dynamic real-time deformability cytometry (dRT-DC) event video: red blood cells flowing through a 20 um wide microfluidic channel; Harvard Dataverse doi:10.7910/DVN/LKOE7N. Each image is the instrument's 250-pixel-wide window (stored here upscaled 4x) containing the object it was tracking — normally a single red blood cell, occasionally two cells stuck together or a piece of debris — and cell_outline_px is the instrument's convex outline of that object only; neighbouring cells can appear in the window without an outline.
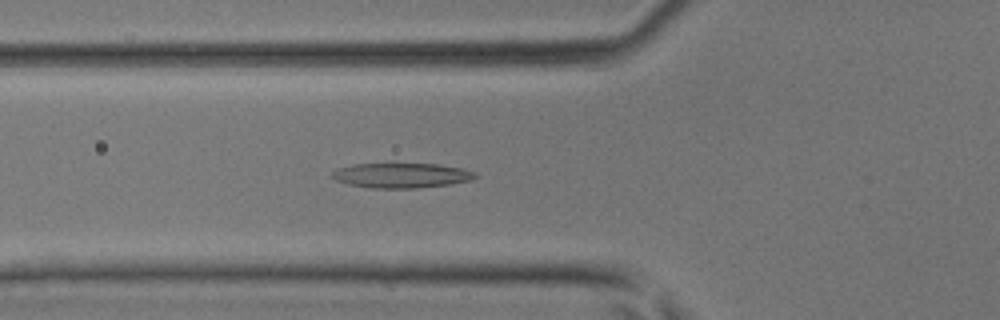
{"species": "common noctule bat (a hibernating species)", "species_latin": "Nyctalus noctula", "temperature_condition": "room temperature", "stored_images_in_passage": 43, "camera_frame_rate_fps": 3000, "um_per_image_px": 0.085, "animal": {"sex": "male", "body_mass_g": 17.9, "forearm_length_mm": 54.2}, "frame": {"image": 1, "passage_image": 15, "time_ms": 4.667, "image_size_px": [1000, 320], "cell_outline_px": [[476, 176], [472, 180], [448, 184], [416, 188], [372, 188], [348, 184], [336, 180], [332, 176], [332, 172], [336, 168], [356, 164], [440, 164], [460, 168], [476, 172]], "centroid_in_image_um": [34.11, 14.91], "position_along_channel_um": 91.7, "area_um2": 20.58}}
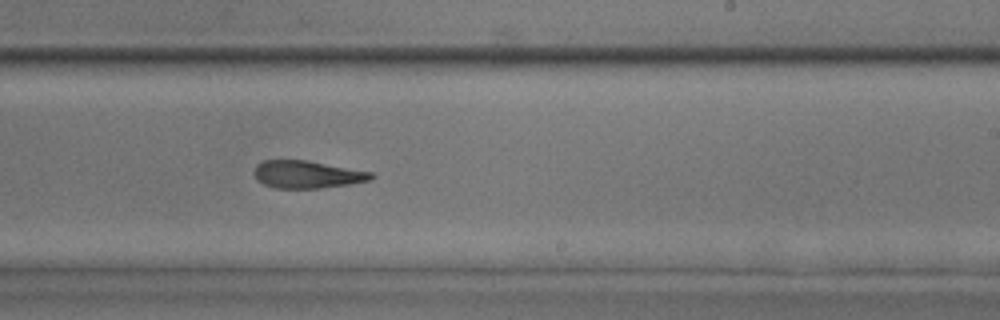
{"frame": {"image": 2, "passage_image": 26, "time_ms": 8.333, "image_size_px": [1000, 320], "cell_outline_px": [[376, 176], [372, 180], [348, 184], [320, 188], [276, 188], [264, 184], [256, 180], [252, 172], [256, 164], [264, 160], [308, 160], [372, 172]], "centroid_in_image_um": [26.09, 14.82], "position_along_channel_um": 262.9, "area_um2": 18.96}}
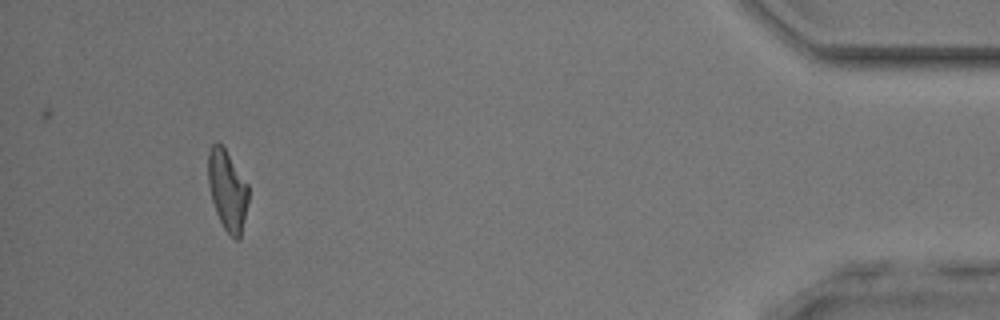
{"frame": {"image": 3, "passage_image": 40, "time_ms": 13.0, "image_size_px": [1000, 320], "cell_outline_px": [[248, 200], [240, 240], [236, 240], [224, 228], [216, 212], [212, 200], [208, 184], [208, 152], [212, 144], [216, 140], [224, 148], [248, 184]], "centroid_in_image_um": [19.32, 16.16], "position_along_channel_um": 415.9, "area_um2": 18.67}}